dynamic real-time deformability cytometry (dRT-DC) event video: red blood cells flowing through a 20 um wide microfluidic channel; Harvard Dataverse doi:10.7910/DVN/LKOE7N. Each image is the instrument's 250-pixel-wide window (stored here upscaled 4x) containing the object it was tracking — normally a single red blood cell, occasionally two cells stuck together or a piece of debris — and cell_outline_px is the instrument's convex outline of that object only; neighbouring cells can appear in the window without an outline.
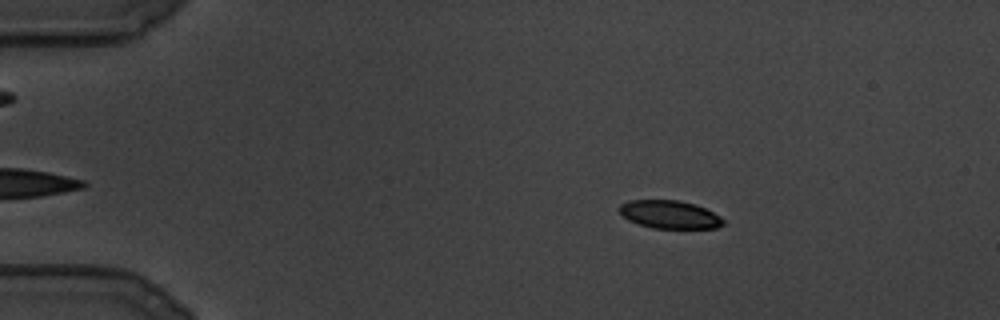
{"species": "common noctule bat (a hibernating species)", "species_latin": "Nyctalus noctula", "temperature_condition": "cold", "stored_images_in_passage": 105, "segment_of_instrument_passage": [1, 2], "camera_frame_rate_fps": 3000, "um_per_image_px": 0.085, "animal": {"sex": "male", "body_mass_g": 19.5, "forearm_length_mm": 54.6}, "frame": {"image": 1, "passage_image": 10, "time_ms": 3.0, "image_size_px": [1000, 320], "cell_outline_px": [[724, 224], [716, 228], [652, 228], [628, 220], [616, 208], [620, 204], [628, 200], [680, 200], [696, 204], [720, 216], [724, 220]], "centroid_in_image_um": [56.9, 18.22], "position_along_channel_um": 28.1, "area_um2": 17.05}}
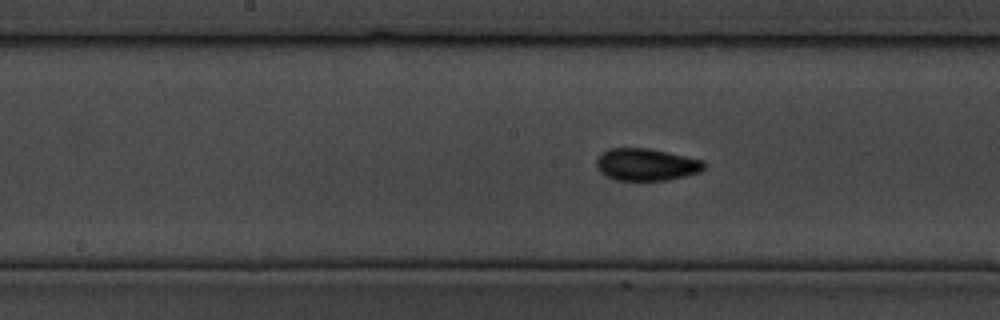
{"frame": {"image": 2, "passage_image": 49, "time_ms": 16.0, "image_size_px": [1000, 320], "cell_outline_px": [[704, 168], [700, 172], [684, 176], [664, 180], [616, 180], [600, 172], [596, 168], [596, 160], [608, 148], [648, 148], [704, 160]], "centroid_in_image_um": [54.92, 13.98], "position_along_channel_um": 193.3, "area_um2": 20.0}}
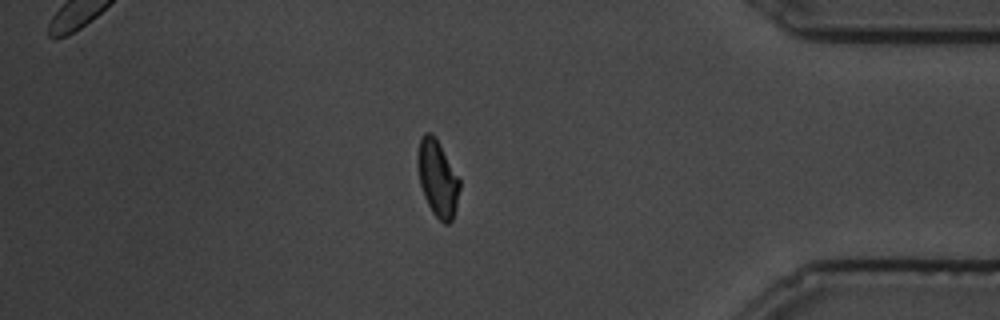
{"frame": {"image": 3, "passage_image": 88, "time_ms": 29.0, "image_size_px": [1000, 320], "cell_outline_px": [[460, 188], [456, 208], [452, 220], [448, 224], [444, 224], [432, 212], [424, 196], [420, 184], [416, 164], [416, 156], [420, 136], [424, 132], [432, 132], [436, 136], [460, 180]], "centroid_in_image_um": [37.17, 15.11], "position_along_channel_um": 398.0, "area_um2": 19.02}}